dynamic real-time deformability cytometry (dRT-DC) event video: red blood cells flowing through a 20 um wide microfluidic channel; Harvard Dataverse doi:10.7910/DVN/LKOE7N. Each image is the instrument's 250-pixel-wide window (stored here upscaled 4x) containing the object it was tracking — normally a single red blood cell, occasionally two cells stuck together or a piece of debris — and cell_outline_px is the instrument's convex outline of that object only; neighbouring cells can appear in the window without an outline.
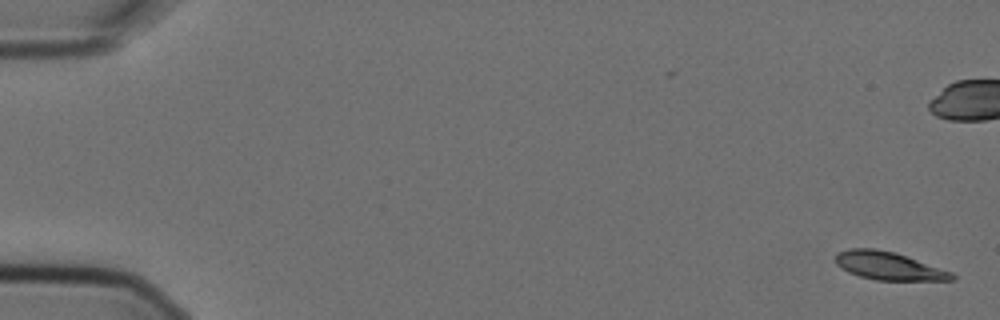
{"species": "Egyptian fruit bat (a non-hibernating species)", "species_latin": "Rousettus aegyptiacus", "temperature_condition": "cold", "stored_images_in_passage": 15, "camera_frame_rate_fps": 3000, "um_per_image_px": 0.085, "animal": {"sex": "female"}, "frame": {"image": 1, "passage_image": 1, "time_ms": 0.0, "image_size_px": [1000, 320], "cell_outline_px": [[956, 276], [952, 280], [876, 280], [860, 276], [848, 272], [840, 268], [836, 264], [836, 252], [848, 248], [876, 248], [896, 252], [952, 272]], "centroid_in_image_um": [75.5, 22.58], "position_along_channel_um": 9.5, "area_um2": 19.07}}
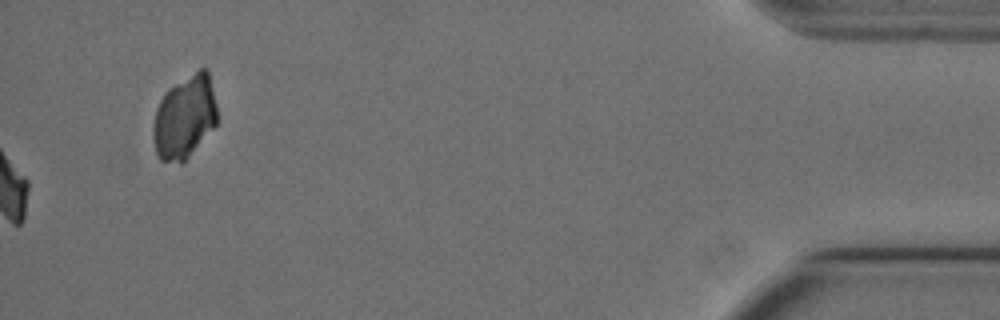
{"frame": {"image": 2, "passage_image": 15, "time_ms": 4.667, "image_size_px": [1000, 320], "cell_outline_px": [[216, 124], [188, 156], [180, 164], [160, 160], [156, 152], [152, 136], [152, 124], [156, 108], [160, 100], [168, 88], [200, 68], [208, 68], [216, 104]], "centroid_in_image_um": [15.66, 9.94], "position_along_channel_um": 419.5, "area_um2": 30.92}}